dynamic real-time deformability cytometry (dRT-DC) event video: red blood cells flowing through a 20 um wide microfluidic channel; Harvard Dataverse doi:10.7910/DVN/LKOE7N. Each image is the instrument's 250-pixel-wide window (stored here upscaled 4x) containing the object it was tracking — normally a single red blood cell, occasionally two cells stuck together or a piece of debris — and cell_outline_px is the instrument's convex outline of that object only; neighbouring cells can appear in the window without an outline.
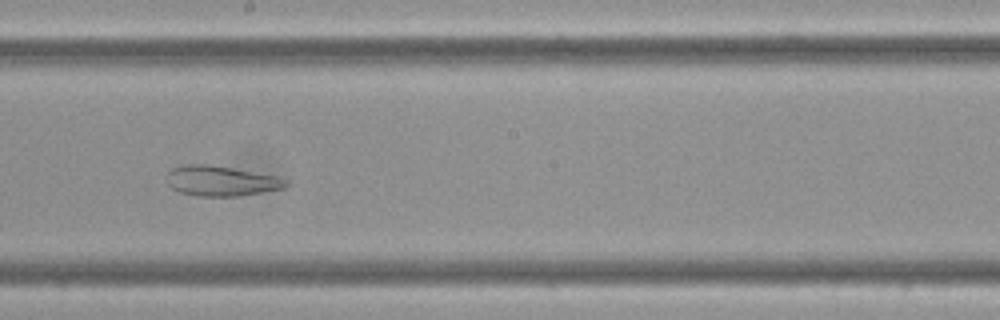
{"species": "Egyptian fruit bat (a non-hibernating species)", "species_latin": "Rousettus aegyptiacus", "temperature_condition": "cold", "stored_images_in_passage": 9, "camera_frame_rate_fps": 3000, "um_per_image_px": 0.085, "frame": {"image": 1, "passage_image": 8, "time_ms": 2.333, "image_size_px": [1000, 320], "cell_outline_px": [[288, 184], [284, 188], [236, 196], [196, 196], [180, 192], [172, 188], [168, 184], [168, 172], [172, 168], [184, 164], [208, 164], [232, 168], [276, 176], [288, 180]], "centroid_in_image_um": [18.77, 15.37], "position_along_channel_um": 229.4, "area_um2": 20.75}}